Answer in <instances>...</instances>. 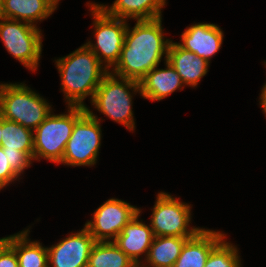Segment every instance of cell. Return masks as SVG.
Returning <instances> with one entry per match:
<instances>
[{"label": "cell", "instance_id": "18", "mask_svg": "<svg viewBox=\"0 0 266 267\" xmlns=\"http://www.w3.org/2000/svg\"><path fill=\"white\" fill-rule=\"evenodd\" d=\"M164 5L165 0H116L110 8L99 6L111 17L152 20L161 17Z\"/></svg>", "mask_w": 266, "mask_h": 267}, {"label": "cell", "instance_id": "20", "mask_svg": "<svg viewBox=\"0 0 266 267\" xmlns=\"http://www.w3.org/2000/svg\"><path fill=\"white\" fill-rule=\"evenodd\" d=\"M189 238L155 236L147 254V262L152 267H173L181 249Z\"/></svg>", "mask_w": 266, "mask_h": 267}, {"label": "cell", "instance_id": "4", "mask_svg": "<svg viewBox=\"0 0 266 267\" xmlns=\"http://www.w3.org/2000/svg\"><path fill=\"white\" fill-rule=\"evenodd\" d=\"M69 114L51 115L39 124L33 135V159L40 157L60 163L63 158L75 122L86 112V108L68 106Z\"/></svg>", "mask_w": 266, "mask_h": 267}, {"label": "cell", "instance_id": "29", "mask_svg": "<svg viewBox=\"0 0 266 267\" xmlns=\"http://www.w3.org/2000/svg\"><path fill=\"white\" fill-rule=\"evenodd\" d=\"M2 117H1V115H0V147L2 146V140H1V138H2Z\"/></svg>", "mask_w": 266, "mask_h": 267}, {"label": "cell", "instance_id": "21", "mask_svg": "<svg viewBox=\"0 0 266 267\" xmlns=\"http://www.w3.org/2000/svg\"><path fill=\"white\" fill-rule=\"evenodd\" d=\"M87 267H141L124 254L113 241H96L89 255Z\"/></svg>", "mask_w": 266, "mask_h": 267}, {"label": "cell", "instance_id": "5", "mask_svg": "<svg viewBox=\"0 0 266 267\" xmlns=\"http://www.w3.org/2000/svg\"><path fill=\"white\" fill-rule=\"evenodd\" d=\"M115 77L110 72L105 75L94 93L92 103L105 116L134 130L132 96L128 88L138 92L141 91L140 84L133 79L119 77L122 80L120 81Z\"/></svg>", "mask_w": 266, "mask_h": 267}, {"label": "cell", "instance_id": "27", "mask_svg": "<svg viewBox=\"0 0 266 267\" xmlns=\"http://www.w3.org/2000/svg\"><path fill=\"white\" fill-rule=\"evenodd\" d=\"M260 99H261V105H262L263 111L266 114V84L264 85L262 89V94H261Z\"/></svg>", "mask_w": 266, "mask_h": 267}, {"label": "cell", "instance_id": "31", "mask_svg": "<svg viewBox=\"0 0 266 267\" xmlns=\"http://www.w3.org/2000/svg\"><path fill=\"white\" fill-rule=\"evenodd\" d=\"M51 1H52L54 4L57 5L59 0H51Z\"/></svg>", "mask_w": 266, "mask_h": 267}, {"label": "cell", "instance_id": "9", "mask_svg": "<svg viewBox=\"0 0 266 267\" xmlns=\"http://www.w3.org/2000/svg\"><path fill=\"white\" fill-rule=\"evenodd\" d=\"M190 206L167 193L160 192L153 208L151 229L154 236L191 238L201 229H188ZM188 229V231H187Z\"/></svg>", "mask_w": 266, "mask_h": 267}, {"label": "cell", "instance_id": "11", "mask_svg": "<svg viewBox=\"0 0 266 267\" xmlns=\"http://www.w3.org/2000/svg\"><path fill=\"white\" fill-rule=\"evenodd\" d=\"M95 243L96 240L84 227L80 232L70 235L51 248H47L48 265L52 264L53 267H87L89 255Z\"/></svg>", "mask_w": 266, "mask_h": 267}, {"label": "cell", "instance_id": "8", "mask_svg": "<svg viewBox=\"0 0 266 267\" xmlns=\"http://www.w3.org/2000/svg\"><path fill=\"white\" fill-rule=\"evenodd\" d=\"M91 11L95 18L97 43L94 47L90 42L86 45L101 63L103 62L101 58L104 57L105 62L108 63L105 68L109 69L119 60L128 26L125 19L109 16L98 4L91 5Z\"/></svg>", "mask_w": 266, "mask_h": 267}, {"label": "cell", "instance_id": "23", "mask_svg": "<svg viewBox=\"0 0 266 267\" xmlns=\"http://www.w3.org/2000/svg\"><path fill=\"white\" fill-rule=\"evenodd\" d=\"M237 248L223 239L212 249L205 267H240Z\"/></svg>", "mask_w": 266, "mask_h": 267}, {"label": "cell", "instance_id": "25", "mask_svg": "<svg viewBox=\"0 0 266 267\" xmlns=\"http://www.w3.org/2000/svg\"><path fill=\"white\" fill-rule=\"evenodd\" d=\"M19 175L10 167L7 153L0 147V189L16 179Z\"/></svg>", "mask_w": 266, "mask_h": 267}, {"label": "cell", "instance_id": "15", "mask_svg": "<svg viewBox=\"0 0 266 267\" xmlns=\"http://www.w3.org/2000/svg\"><path fill=\"white\" fill-rule=\"evenodd\" d=\"M176 72L180 75L182 82L195 87L199 80L207 73L209 63L193 52L183 49L178 43L171 41L167 59Z\"/></svg>", "mask_w": 266, "mask_h": 267}, {"label": "cell", "instance_id": "3", "mask_svg": "<svg viewBox=\"0 0 266 267\" xmlns=\"http://www.w3.org/2000/svg\"><path fill=\"white\" fill-rule=\"evenodd\" d=\"M50 107L24 84H0V115L4 119L34 131L51 113Z\"/></svg>", "mask_w": 266, "mask_h": 267}, {"label": "cell", "instance_id": "2", "mask_svg": "<svg viewBox=\"0 0 266 267\" xmlns=\"http://www.w3.org/2000/svg\"><path fill=\"white\" fill-rule=\"evenodd\" d=\"M56 63L68 105L86 108L83 100L89 95L93 99L108 70H101L102 63L86 44Z\"/></svg>", "mask_w": 266, "mask_h": 267}, {"label": "cell", "instance_id": "7", "mask_svg": "<svg viewBox=\"0 0 266 267\" xmlns=\"http://www.w3.org/2000/svg\"><path fill=\"white\" fill-rule=\"evenodd\" d=\"M0 38L7 51L25 67L35 70L42 51V40L35 25L0 17ZM3 21V22H2Z\"/></svg>", "mask_w": 266, "mask_h": 267}, {"label": "cell", "instance_id": "12", "mask_svg": "<svg viewBox=\"0 0 266 267\" xmlns=\"http://www.w3.org/2000/svg\"><path fill=\"white\" fill-rule=\"evenodd\" d=\"M183 49L193 52L209 63L212 57L221 47L223 32L215 24L200 23L191 25L181 35Z\"/></svg>", "mask_w": 266, "mask_h": 267}, {"label": "cell", "instance_id": "22", "mask_svg": "<svg viewBox=\"0 0 266 267\" xmlns=\"http://www.w3.org/2000/svg\"><path fill=\"white\" fill-rule=\"evenodd\" d=\"M2 148L25 152L33 159V130L2 117Z\"/></svg>", "mask_w": 266, "mask_h": 267}, {"label": "cell", "instance_id": "28", "mask_svg": "<svg viewBox=\"0 0 266 267\" xmlns=\"http://www.w3.org/2000/svg\"><path fill=\"white\" fill-rule=\"evenodd\" d=\"M8 237L0 239V249L7 243Z\"/></svg>", "mask_w": 266, "mask_h": 267}, {"label": "cell", "instance_id": "24", "mask_svg": "<svg viewBox=\"0 0 266 267\" xmlns=\"http://www.w3.org/2000/svg\"><path fill=\"white\" fill-rule=\"evenodd\" d=\"M4 153H7L8 163L10 167L18 174L30 166L31 158L22 151H12L8 149H3Z\"/></svg>", "mask_w": 266, "mask_h": 267}, {"label": "cell", "instance_id": "13", "mask_svg": "<svg viewBox=\"0 0 266 267\" xmlns=\"http://www.w3.org/2000/svg\"><path fill=\"white\" fill-rule=\"evenodd\" d=\"M139 214L140 212L123 227L121 233L113 240V243L137 266L140 265L139 256L144 252L148 254L155 237L151 227L138 221Z\"/></svg>", "mask_w": 266, "mask_h": 267}, {"label": "cell", "instance_id": "10", "mask_svg": "<svg viewBox=\"0 0 266 267\" xmlns=\"http://www.w3.org/2000/svg\"><path fill=\"white\" fill-rule=\"evenodd\" d=\"M139 212L140 209L129 203L112 198L94 212V220L87 222L85 228L96 241L109 242L111 238L115 239Z\"/></svg>", "mask_w": 266, "mask_h": 267}, {"label": "cell", "instance_id": "1", "mask_svg": "<svg viewBox=\"0 0 266 267\" xmlns=\"http://www.w3.org/2000/svg\"><path fill=\"white\" fill-rule=\"evenodd\" d=\"M161 22V17L137 20L132 31L127 27L124 46L113 68V75L139 82L149 71L158 67L163 54L167 59L171 41H164Z\"/></svg>", "mask_w": 266, "mask_h": 267}, {"label": "cell", "instance_id": "16", "mask_svg": "<svg viewBox=\"0 0 266 267\" xmlns=\"http://www.w3.org/2000/svg\"><path fill=\"white\" fill-rule=\"evenodd\" d=\"M167 68L149 71L140 81V94L152 101L161 100L168 96L180 86L182 79L172 65L166 61Z\"/></svg>", "mask_w": 266, "mask_h": 267}, {"label": "cell", "instance_id": "19", "mask_svg": "<svg viewBox=\"0 0 266 267\" xmlns=\"http://www.w3.org/2000/svg\"><path fill=\"white\" fill-rule=\"evenodd\" d=\"M29 230L11 235L7 243L15 250L19 267H49L48 250L38 242H28Z\"/></svg>", "mask_w": 266, "mask_h": 267}, {"label": "cell", "instance_id": "30", "mask_svg": "<svg viewBox=\"0 0 266 267\" xmlns=\"http://www.w3.org/2000/svg\"><path fill=\"white\" fill-rule=\"evenodd\" d=\"M2 2L3 0H0V17H2Z\"/></svg>", "mask_w": 266, "mask_h": 267}, {"label": "cell", "instance_id": "14", "mask_svg": "<svg viewBox=\"0 0 266 267\" xmlns=\"http://www.w3.org/2000/svg\"><path fill=\"white\" fill-rule=\"evenodd\" d=\"M224 238L222 233L201 229L186 240L173 267H205L212 249Z\"/></svg>", "mask_w": 266, "mask_h": 267}, {"label": "cell", "instance_id": "17", "mask_svg": "<svg viewBox=\"0 0 266 267\" xmlns=\"http://www.w3.org/2000/svg\"><path fill=\"white\" fill-rule=\"evenodd\" d=\"M56 7L51 0H3L2 17L34 25L36 20L50 16Z\"/></svg>", "mask_w": 266, "mask_h": 267}, {"label": "cell", "instance_id": "6", "mask_svg": "<svg viewBox=\"0 0 266 267\" xmlns=\"http://www.w3.org/2000/svg\"><path fill=\"white\" fill-rule=\"evenodd\" d=\"M99 119L86 107V112L75 122L67 141L61 163L71 166L94 165L100 148Z\"/></svg>", "mask_w": 266, "mask_h": 267}, {"label": "cell", "instance_id": "26", "mask_svg": "<svg viewBox=\"0 0 266 267\" xmlns=\"http://www.w3.org/2000/svg\"><path fill=\"white\" fill-rule=\"evenodd\" d=\"M0 267H19L15 250L8 243L0 249Z\"/></svg>", "mask_w": 266, "mask_h": 267}]
</instances>
